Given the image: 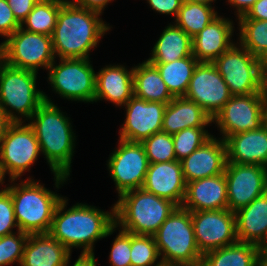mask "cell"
<instances>
[{"instance_id": "cell-35", "label": "cell", "mask_w": 267, "mask_h": 266, "mask_svg": "<svg viewBox=\"0 0 267 266\" xmlns=\"http://www.w3.org/2000/svg\"><path fill=\"white\" fill-rule=\"evenodd\" d=\"M150 164L176 160L171 134L158 132L142 142Z\"/></svg>"}, {"instance_id": "cell-23", "label": "cell", "mask_w": 267, "mask_h": 266, "mask_svg": "<svg viewBox=\"0 0 267 266\" xmlns=\"http://www.w3.org/2000/svg\"><path fill=\"white\" fill-rule=\"evenodd\" d=\"M238 241L267 246V191L235 212Z\"/></svg>"}, {"instance_id": "cell-46", "label": "cell", "mask_w": 267, "mask_h": 266, "mask_svg": "<svg viewBox=\"0 0 267 266\" xmlns=\"http://www.w3.org/2000/svg\"><path fill=\"white\" fill-rule=\"evenodd\" d=\"M73 266H96L94 254H82Z\"/></svg>"}, {"instance_id": "cell-6", "label": "cell", "mask_w": 267, "mask_h": 266, "mask_svg": "<svg viewBox=\"0 0 267 266\" xmlns=\"http://www.w3.org/2000/svg\"><path fill=\"white\" fill-rule=\"evenodd\" d=\"M162 264L200 266L203 254L198 249L191 212L177 207L153 235Z\"/></svg>"}, {"instance_id": "cell-31", "label": "cell", "mask_w": 267, "mask_h": 266, "mask_svg": "<svg viewBox=\"0 0 267 266\" xmlns=\"http://www.w3.org/2000/svg\"><path fill=\"white\" fill-rule=\"evenodd\" d=\"M217 16L211 6L184 0L176 17V26L193 38Z\"/></svg>"}, {"instance_id": "cell-14", "label": "cell", "mask_w": 267, "mask_h": 266, "mask_svg": "<svg viewBox=\"0 0 267 266\" xmlns=\"http://www.w3.org/2000/svg\"><path fill=\"white\" fill-rule=\"evenodd\" d=\"M195 240L202 254L238 241L236 216L228 208L191 212Z\"/></svg>"}, {"instance_id": "cell-11", "label": "cell", "mask_w": 267, "mask_h": 266, "mask_svg": "<svg viewBox=\"0 0 267 266\" xmlns=\"http://www.w3.org/2000/svg\"><path fill=\"white\" fill-rule=\"evenodd\" d=\"M49 66L48 80L60 96L83 102H93L96 94V73L89 58L60 59Z\"/></svg>"}, {"instance_id": "cell-47", "label": "cell", "mask_w": 267, "mask_h": 266, "mask_svg": "<svg viewBox=\"0 0 267 266\" xmlns=\"http://www.w3.org/2000/svg\"><path fill=\"white\" fill-rule=\"evenodd\" d=\"M12 122L7 118L4 111L0 108V141L2 140L3 136L5 135L7 127Z\"/></svg>"}, {"instance_id": "cell-44", "label": "cell", "mask_w": 267, "mask_h": 266, "mask_svg": "<svg viewBox=\"0 0 267 266\" xmlns=\"http://www.w3.org/2000/svg\"><path fill=\"white\" fill-rule=\"evenodd\" d=\"M109 1L111 0H74L68 2L82 8H87L89 10L96 11L101 14L102 10Z\"/></svg>"}, {"instance_id": "cell-38", "label": "cell", "mask_w": 267, "mask_h": 266, "mask_svg": "<svg viewBox=\"0 0 267 266\" xmlns=\"http://www.w3.org/2000/svg\"><path fill=\"white\" fill-rule=\"evenodd\" d=\"M131 233L121 230L116 236L110 252L112 266H131Z\"/></svg>"}, {"instance_id": "cell-37", "label": "cell", "mask_w": 267, "mask_h": 266, "mask_svg": "<svg viewBox=\"0 0 267 266\" xmlns=\"http://www.w3.org/2000/svg\"><path fill=\"white\" fill-rule=\"evenodd\" d=\"M14 233L0 237V266L21 263L24 246L29 234L18 230Z\"/></svg>"}, {"instance_id": "cell-25", "label": "cell", "mask_w": 267, "mask_h": 266, "mask_svg": "<svg viewBox=\"0 0 267 266\" xmlns=\"http://www.w3.org/2000/svg\"><path fill=\"white\" fill-rule=\"evenodd\" d=\"M96 94L94 101L105 99L117 106L125 105L134 96L133 68L107 66L96 74Z\"/></svg>"}, {"instance_id": "cell-2", "label": "cell", "mask_w": 267, "mask_h": 266, "mask_svg": "<svg viewBox=\"0 0 267 266\" xmlns=\"http://www.w3.org/2000/svg\"><path fill=\"white\" fill-rule=\"evenodd\" d=\"M31 120L34 122L30 121L29 126L36 135L40 150L45 155L51 171L54 172L55 185L59 188L70 175L75 146L71 123L45 93L44 102Z\"/></svg>"}, {"instance_id": "cell-54", "label": "cell", "mask_w": 267, "mask_h": 266, "mask_svg": "<svg viewBox=\"0 0 267 266\" xmlns=\"http://www.w3.org/2000/svg\"><path fill=\"white\" fill-rule=\"evenodd\" d=\"M3 179H4V176H3L1 169H0V183H2V184H3Z\"/></svg>"}, {"instance_id": "cell-10", "label": "cell", "mask_w": 267, "mask_h": 266, "mask_svg": "<svg viewBox=\"0 0 267 266\" xmlns=\"http://www.w3.org/2000/svg\"><path fill=\"white\" fill-rule=\"evenodd\" d=\"M12 122L0 141V169L5 178L9 173L11 182L29 170L40 154V145L29 123Z\"/></svg>"}, {"instance_id": "cell-52", "label": "cell", "mask_w": 267, "mask_h": 266, "mask_svg": "<svg viewBox=\"0 0 267 266\" xmlns=\"http://www.w3.org/2000/svg\"><path fill=\"white\" fill-rule=\"evenodd\" d=\"M3 62V43L0 44V64Z\"/></svg>"}, {"instance_id": "cell-36", "label": "cell", "mask_w": 267, "mask_h": 266, "mask_svg": "<svg viewBox=\"0 0 267 266\" xmlns=\"http://www.w3.org/2000/svg\"><path fill=\"white\" fill-rule=\"evenodd\" d=\"M131 266H152L159 255L153 235L131 234Z\"/></svg>"}, {"instance_id": "cell-33", "label": "cell", "mask_w": 267, "mask_h": 266, "mask_svg": "<svg viewBox=\"0 0 267 266\" xmlns=\"http://www.w3.org/2000/svg\"><path fill=\"white\" fill-rule=\"evenodd\" d=\"M240 46L262 60L267 56V20L239 19Z\"/></svg>"}, {"instance_id": "cell-7", "label": "cell", "mask_w": 267, "mask_h": 266, "mask_svg": "<svg viewBox=\"0 0 267 266\" xmlns=\"http://www.w3.org/2000/svg\"><path fill=\"white\" fill-rule=\"evenodd\" d=\"M37 73L12 67L4 61L0 64V108L11 122H22L12 110L31 119L44 102V92L36 89Z\"/></svg>"}, {"instance_id": "cell-42", "label": "cell", "mask_w": 267, "mask_h": 266, "mask_svg": "<svg viewBox=\"0 0 267 266\" xmlns=\"http://www.w3.org/2000/svg\"><path fill=\"white\" fill-rule=\"evenodd\" d=\"M150 7L162 14H173L175 19L184 0H147Z\"/></svg>"}, {"instance_id": "cell-34", "label": "cell", "mask_w": 267, "mask_h": 266, "mask_svg": "<svg viewBox=\"0 0 267 266\" xmlns=\"http://www.w3.org/2000/svg\"><path fill=\"white\" fill-rule=\"evenodd\" d=\"M212 136L204 127H191L172 135L176 160L181 161L202 146Z\"/></svg>"}, {"instance_id": "cell-43", "label": "cell", "mask_w": 267, "mask_h": 266, "mask_svg": "<svg viewBox=\"0 0 267 266\" xmlns=\"http://www.w3.org/2000/svg\"><path fill=\"white\" fill-rule=\"evenodd\" d=\"M239 19L267 20V0H257L247 14Z\"/></svg>"}, {"instance_id": "cell-19", "label": "cell", "mask_w": 267, "mask_h": 266, "mask_svg": "<svg viewBox=\"0 0 267 266\" xmlns=\"http://www.w3.org/2000/svg\"><path fill=\"white\" fill-rule=\"evenodd\" d=\"M227 163L226 144L213 136L202 146L181 160L185 182L220 175Z\"/></svg>"}, {"instance_id": "cell-3", "label": "cell", "mask_w": 267, "mask_h": 266, "mask_svg": "<svg viewBox=\"0 0 267 266\" xmlns=\"http://www.w3.org/2000/svg\"><path fill=\"white\" fill-rule=\"evenodd\" d=\"M99 15L96 11L76 6L67 0L58 12L51 35L54 55L60 59L89 58V51L110 29L99 19Z\"/></svg>"}, {"instance_id": "cell-49", "label": "cell", "mask_w": 267, "mask_h": 266, "mask_svg": "<svg viewBox=\"0 0 267 266\" xmlns=\"http://www.w3.org/2000/svg\"><path fill=\"white\" fill-rule=\"evenodd\" d=\"M259 266H267V248L266 247L261 248Z\"/></svg>"}, {"instance_id": "cell-13", "label": "cell", "mask_w": 267, "mask_h": 266, "mask_svg": "<svg viewBox=\"0 0 267 266\" xmlns=\"http://www.w3.org/2000/svg\"><path fill=\"white\" fill-rule=\"evenodd\" d=\"M264 93L233 95L213 117L225 139L237 133L258 130L263 125Z\"/></svg>"}, {"instance_id": "cell-40", "label": "cell", "mask_w": 267, "mask_h": 266, "mask_svg": "<svg viewBox=\"0 0 267 266\" xmlns=\"http://www.w3.org/2000/svg\"><path fill=\"white\" fill-rule=\"evenodd\" d=\"M21 24L16 20L7 0H0V35L11 36Z\"/></svg>"}, {"instance_id": "cell-18", "label": "cell", "mask_w": 267, "mask_h": 266, "mask_svg": "<svg viewBox=\"0 0 267 266\" xmlns=\"http://www.w3.org/2000/svg\"><path fill=\"white\" fill-rule=\"evenodd\" d=\"M142 188L181 207L186 191L181 161L149 164Z\"/></svg>"}, {"instance_id": "cell-32", "label": "cell", "mask_w": 267, "mask_h": 266, "mask_svg": "<svg viewBox=\"0 0 267 266\" xmlns=\"http://www.w3.org/2000/svg\"><path fill=\"white\" fill-rule=\"evenodd\" d=\"M67 0H39L26 19V31L51 36L57 22V15L61 6Z\"/></svg>"}, {"instance_id": "cell-41", "label": "cell", "mask_w": 267, "mask_h": 266, "mask_svg": "<svg viewBox=\"0 0 267 266\" xmlns=\"http://www.w3.org/2000/svg\"><path fill=\"white\" fill-rule=\"evenodd\" d=\"M39 0H7L16 20L21 24Z\"/></svg>"}, {"instance_id": "cell-48", "label": "cell", "mask_w": 267, "mask_h": 266, "mask_svg": "<svg viewBox=\"0 0 267 266\" xmlns=\"http://www.w3.org/2000/svg\"><path fill=\"white\" fill-rule=\"evenodd\" d=\"M262 90L267 94V56L261 60Z\"/></svg>"}, {"instance_id": "cell-4", "label": "cell", "mask_w": 267, "mask_h": 266, "mask_svg": "<svg viewBox=\"0 0 267 266\" xmlns=\"http://www.w3.org/2000/svg\"><path fill=\"white\" fill-rule=\"evenodd\" d=\"M115 206V224L136 235H154L178 207L143 188L122 193Z\"/></svg>"}, {"instance_id": "cell-21", "label": "cell", "mask_w": 267, "mask_h": 266, "mask_svg": "<svg viewBox=\"0 0 267 266\" xmlns=\"http://www.w3.org/2000/svg\"><path fill=\"white\" fill-rule=\"evenodd\" d=\"M227 162L261 165L267 168V128L250 130L227 136Z\"/></svg>"}, {"instance_id": "cell-28", "label": "cell", "mask_w": 267, "mask_h": 266, "mask_svg": "<svg viewBox=\"0 0 267 266\" xmlns=\"http://www.w3.org/2000/svg\"><path fill=\"white\" fill-rule=\"evenodd\" d=\"M261 247L237 241L203 254L200 266H259Z\"/></svg>"}, {"instance_id": "cell-8", "label": "cell", "mask_w": 267, "mask_h": 266, "mask_svg": "<svg viewBox=\"0 0 267 266\" xmlns=\"http://www.w3.org/2000/svg\"><path fill=\"white\" fill-rule=\"evenodd\" d=\"M232 95L263 93L261 60L233 44L212 62Z\"/></svg>"}, {"instance_id": "cell-17", "label": "cell", "mask_w": 267, "mask_h": 266, "mask_svg": "<svg viewBox=\"0 0 267 266\" xmlns=\"http://www.w3.org/2000/svg\"><path fill=\"white\" fill-rule=\"evenodd\" d=\"M124 106L126 119L119 132L120 139L142 143L153 134L162 132L166 103L147 102L133 96Z\"/></svg>"}, {"instance_id": "cell-15", "label": "cell", "mask_w": 267, "mask_h": 266, "mask_svg": "<svg viewBox=\"0 0 267 266\" xmlns=\"http://www.w3.org/2000/svg\"><path fill=\"white\" fill-rule=\"evenodd\" d=\"M224 174L228 209L233 213L267 191V168L261 165L227 162Z\"/></svg>"}, {"instance_id": "cell-16", "label": "cell", "mask_w": 267, "mask_h": 266, "mask_svg": "<svg viewBox=\"0 0 267 266\" xmlns=\"http://www.w3.org/2000/svg\"><path fill=\"white\" fill-rule=\"evenodd\" d=\"M233 95L212 62H199L185 98L196 102L213 119Z\"/></svg>"}, {"instance_id": "cell-9", "label": "cell", "mask_w": 267, "mask_h": 266, "mask_svg": "<svg viewBox=\"0 0 267 266\" xmlns=\"http://www.w3.org/2000/svg\"><path fill=\"white\" fill-rule=\"evenodd\" d=\"M51 36L32 33L19 27L3 42V61L15 68L37 72L55 62Z\"/></svg>"}, {"instance_id": "cell-51", "label": "cell", "mask_w": 267, "mask_h": 266, "mask_svg": "<svg viewBox=\"0 0 267 266\" xmlns=\"http://www.w3.org/2000/svg\"><path fill=\"white\" fill-rule=\"evenodd\" d=\"M188 1H191V2H194V3H200V4H205V5L211 6V3H210V2H213L214 0H188Z\"/></svg>"}, {"instance_id": "cell-26", "label": "cell", "mask_w": 267, "mask_h": 266, "mask_svg": "<svg viewBox=\"0 0 267 266\" xmlns=\"http://www.w3.org/2000/svg\"><path fill=\"white\" fill-rule=\"evenodd\" d=\"M209 123H212V118L196 102L174 97L166 106L162 132L173 135L186 128L205 127Z\"/></svg>"}, {"instance_id": "cell-29", "label": "cell", "mask_w": 267, "mask_h": 266, "mask_svg": "<svg viewBox=\"0 0 267 266\" xmlns=\"http://www.w3.org/2000/svg\"><path fill=\"white\" fill-rule=\"evenodd\" d=\"M192 55V38L181 28L169 25L156 42L149 63H170Z\"/></svg>"}, {"instance_id": "cell-5", "label": "cell", "mask_w": 267, "mask_h": 266, "mask_svg": "<svg viewBox=\"0 0 267 266\" xmlns=\"http://www.w3.org/2000/svg\"><path fill=\"white\" fill-rule=\"evenodd\" d=\"M6 189L12 197L18 230L27 234L49 233L54 212L63 197L30 178Z\"/></svg>"}, {"instance_id": "cell-50", "label": "cell", "mask_w": 267, "mask_h": 266, "mask_svg": "<svg viewBox=\"0 0 267 266\" xmlns=\"http://www.w3.org/2000/svg\"><path fill=\"white\" fill-rule=\"evenodd\" d=\"M263 125L267 128V94L265 93L263 102Z\"/></svg>"}, {"instance_id": "cell-30", "label": "cell", "mask_w": 267, "mask_h": 266, "mask_svg": "<svg viewBox=\"0 0 267 266\" xmlns=\"http://www.w3.org/2000/svg\"><path fill=\"white\" fill-rule=\"evenodd\" d=\"M199 61L193 56L184 57L170 63H151L157 67L173 97H184L187 93L190 79Z\"/></svg>"}, {"instance_id": "cell-20", "label": "cell", "mask_w": 267, "mask_h": 266, "mask_svg": "<svg viewBox=\"0 0 267 266\" xmlns=\"http://www.w3.org/2000/svg\"><path fill=\"white\" fill-rule=\"evenodd\" d=\"M181 207L190 212L227 209L228 196L225 174L186 183L185 197Z\"/></svg>"}, {"instance_id": "cell-27", "label": "cell", "mask_w": 267, "mask_h": 266, "mask_svg": "<svg viewBox=\"0 0 267 266\" xmlns=\"http://www.w3.org/2000/svg\"><path fill=\"white\" fill-rule=\"evenodd\" d=\"M133 87L134 96L147 102L168 104L174 98L157 67L147 60L133 68Z\"/></svg>"}, {"instance_id": "cell-12", "label": "cell", "mask_w": 267, "mask_h": 266, "mask_svg": "<svg viewBox=\"0 0 267 266\" xmlns=\"http://www.w3.org/2000/svg\"><path fill=\"white\" fill-rule=\"evenodd\" d=\"M142 143L119 139V147L108 160V169L119 196L129 190L142 188L149 167Z\"/></svg>"}, {"instance_id": "cell-39", "label": "cell", "mask_w": 267, "mask_h": 266, "mask_svg": "<svg viewBox=\"0 0 267 266\" xmlns=\"http://www.w3.org/2000/svg\"><path fill=\"white\" fill-rule=\"evenodd\" d=\"M18 227L12 197L7 189L0 190V237L12 234V228Z\"/></svg>"}, {"instance_id": "cell-22", "label": "cell", "mask_w": 267, "mask_h": 266, "mask_svg": "<svg viewBox=\"0 0 267 266\" xmlns=\"http://www.w3.org/2000/svg\"><path fill=\"white\" fill-rule=\"evenodd\" d=\"M232 22L217 16L192 38V54L199 62H213L227 51L233 43Z\"/></svg>"}, {"instance_id": "cell-24", "label": "cell", "mask_w": 267, "mask_h": 266, "mask_svg": "<svg viewBox=\"0 0 267 266\" xmlns=\"http://www.w3.org/2000/svg\"><path fill=\"white\" fill-rule=\"evenodd\" d=\"M70 251L49 233L29 234L21 266H67Z\"/></svg>"}, {"instance_id": "cell-1", "label": "cell", "mask_w": 267, "mask_h": 266, "mask_svg": "<svg viewBox=\"0 0 267 266\" xmlns=\"http://www.w3.org/2000/svg\"><path fill=\"white\" fill-rule=\"evenodd\" d=\"M66 203L65 198L58 203L49 234L70 252L73 247H82V254H94V242L109 236L117 227L115 206L109 213L80 203L63 212Z\"/></svg>"}, {"instance_id": "cell-53", "label": "cell", "mask_w": 267, "mask_h": 266, "mask_svg": "<svg viewBox=\"0 0 267 266\" xmlns=\"http://www.w3.org/2000/svg\"><path fill=\"white\" fill-rule=\"evenodd\" d=\"M156 266H175V265H168V264H162L161 261H159Z\"/></svg>"}, {"instance_id": "cell-45", "label": "cell", "mask_w": 267, "mask_h": 266, "mask_svg": "<svg viewBox=\"0 0 267 266\" xmlns=\"http://www.w3.org/2000/svg\"><path fill=\"white\" fill-rule=\"evenodd\" d=\"M230 4L237 8L238 18L247 14L257 0H228Z\"/></svg>"}]
</instances>
